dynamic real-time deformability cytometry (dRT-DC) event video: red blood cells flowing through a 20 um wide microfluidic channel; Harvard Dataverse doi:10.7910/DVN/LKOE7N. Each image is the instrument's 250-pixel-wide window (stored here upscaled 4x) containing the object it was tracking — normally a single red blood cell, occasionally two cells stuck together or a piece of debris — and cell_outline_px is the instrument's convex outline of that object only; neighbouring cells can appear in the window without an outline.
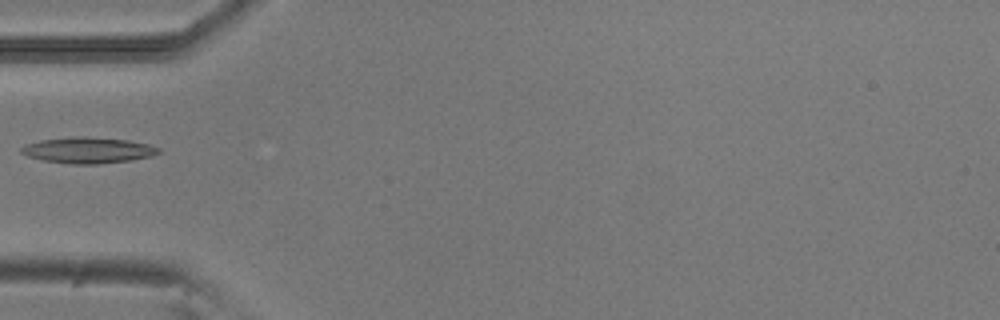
{"species": "common noctule bat (a hibernating species)", "species_latin": "Nyctalus noctula", "temperature_condition": "room temperature", "stored_images_in_passage": 5, "camera_frame_rate_fps": 3000, "um_per_image_px": 0.085, "animal": {"sex": "male", "body_mass_g": 20.5, "forearm_length_mm": 52.5}, "frame": {"image": 1, "passage_image": 4, "time_ms": 1.0, "image_size_px": [1000, 320], "cell_outline_px": [[160, 152], [152, 156], [132, 160], [96, 164], [72, 164], [44, 160], [28, 156], [20, 152], [20, 148], [24, 144], [40, 140], [72, 136], [88, 136], [128, 140], [148, 144], [160, 148]], "centroid_in_image_um": [7.48, 12.76], "position_along_channel_um": 77.5, "area_um2": 20.92}}
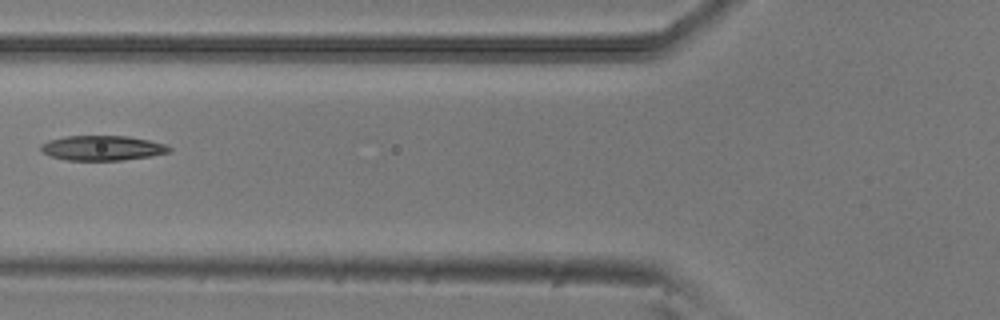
{"frame": {"image": 2, "passage_image": 5, "time_ms": 1.333, "image_size_px": [1000, 320], "cell_outline_px": [[172, 152], [152, 156], [120, 160], [68, 160], [52, 156], [40, 152], [40, 144], [48, 140], [64, 136], [128, 136], [148, 140], [164, 144], [172, 148]], "centroid_in_image_um": [8.69, 12.58], "position_along_channel_um": 117.1, "area_um2": 18.67}}